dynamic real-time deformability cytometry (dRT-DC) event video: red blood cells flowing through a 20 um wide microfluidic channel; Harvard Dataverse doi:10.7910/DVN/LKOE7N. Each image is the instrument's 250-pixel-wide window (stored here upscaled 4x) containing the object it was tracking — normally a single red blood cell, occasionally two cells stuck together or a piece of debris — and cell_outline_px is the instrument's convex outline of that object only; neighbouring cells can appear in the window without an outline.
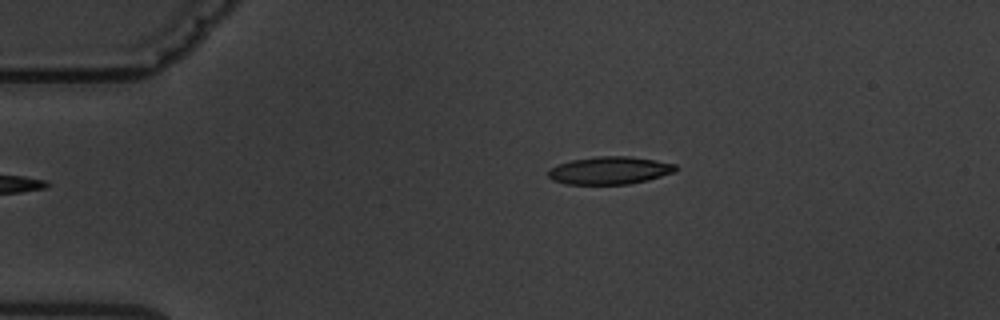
{"species": "common noctule bat (a hibernating species)", "species_latin": "Nyctalus noctula", "temperature_condition": "warm", "stored_images_in_passage": 12, "camera_frame_rate_fps": 3000, "um_per_image_px": 0.085, "animal": {"sex": "male", "body_mass_g": 19.5, "forearm_length_mm": 54.6}, "frame": {"image": 1, "passage_image": 1, "time_ms": 0.0, "image_size_px": [1000, 320], "cell_outline_px": [[680, 168], [676, 172], [648, 180], [628, 184], [564, 184], [552, 180], [548, 176], [548, 172], [556, 164], [572, 160], [596, 156], [632, 156], [656, 160], [676, 164]], "centroid_in_image_um": [51.86, 14.48], "position_along_channel_um": 33.1, "area_um2": 20.81}}
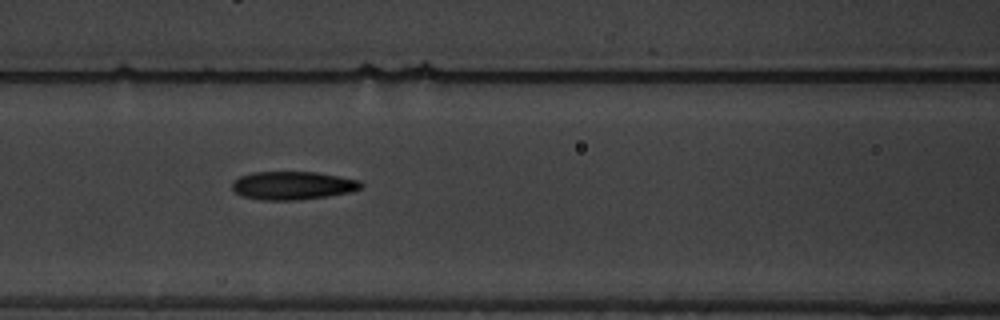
{"frame": {"image": 2, "passage_image": 4, "time_ms": 4.333, "image_size_px": [1000, 320], "cell_outline_px": [[364, 184], [360, 188], [352, 192], [328, 196], [296, 200], [260, 200], [240, 196], [232, 188], [232, 180], [240, 176], [252, 172], [316, 172], [340, 176], [360, 180]], "centroid_in_image_um": [24.87, 15.77], "position_along_channel_um": 141.7, "area_um2": 21.44}}
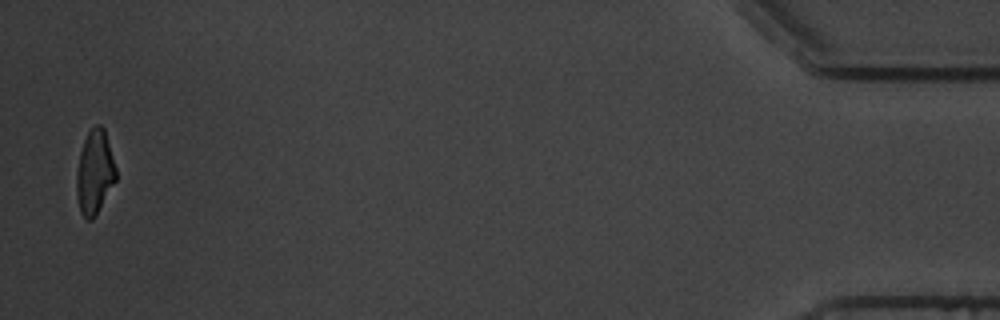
{"frame": {"image": 3, "passage_image": 12, "time_ms": 14.667, "image_size_px": [1000, 320], "cell_outline_px": [[116, 180], [92, 220], [88, 220], [80, 212], [76, 196], [76, 172], [80, 152], [84, 140], [88, 132], [96, 124], [100, 124], [104, 128], [116, 168]], "centroid_in_image_um": [8.03, 14.63], "position_along_channel_um": 427.2, "area_um2": 19.13}, "authors_computed_cell_mechanics": {"area_um2": 20.9814, "velocity_mm_per_s": 3.6073, "shape_relaxation_time_tau1_ms": 4.9819, "shape_relaxation_time_tau2_ms": 3.3628, "deformation_change_tau1": 0.1549, "deformation_change_tau2": 0.1019}}